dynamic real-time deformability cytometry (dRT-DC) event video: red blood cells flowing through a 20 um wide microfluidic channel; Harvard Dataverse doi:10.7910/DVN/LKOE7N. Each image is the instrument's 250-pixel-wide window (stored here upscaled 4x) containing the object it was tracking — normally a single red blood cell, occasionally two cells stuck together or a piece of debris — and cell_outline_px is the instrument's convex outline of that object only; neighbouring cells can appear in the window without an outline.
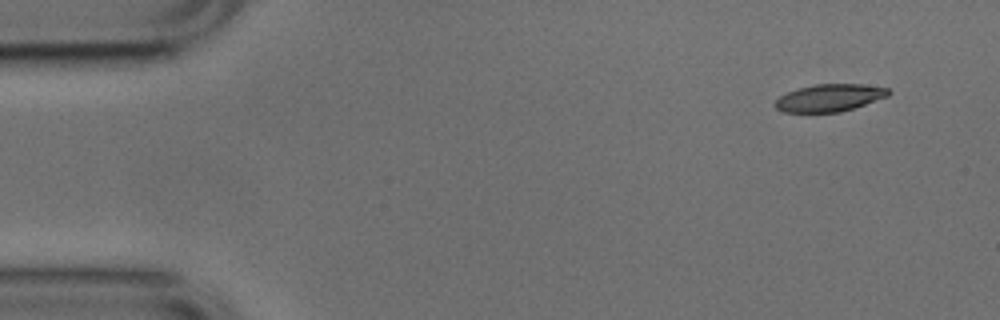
{"species": "common noctule bat (a hibernating species)", "species_latin": "Nyctalus noctula", "temperature_condition": "cold", "stored_images_in_passage": 4, "camera_frame_rate_fps": 3000, "um_per_image_px": 0.085, "animal": {"sex": "male", "body_mass_g": 17.9, "forearm_length_mm": 54.2}, "frame": {"image": 1, "passage_image": 1, "time_ms": 0.0, "image_size_px": [1000, 320], "cell_outline_px": [[892, 92], [888, 96], [840, 112], [784, 112], [776, 108], [776, 100], [780, 96], [788, 92], [800, 88], [816, 84], [860, 84], [888, 88]], "centroid_in_image_um": [70.52, 8.31], "position_along_channel_um": 14.5, "area_um2": 17.74}}
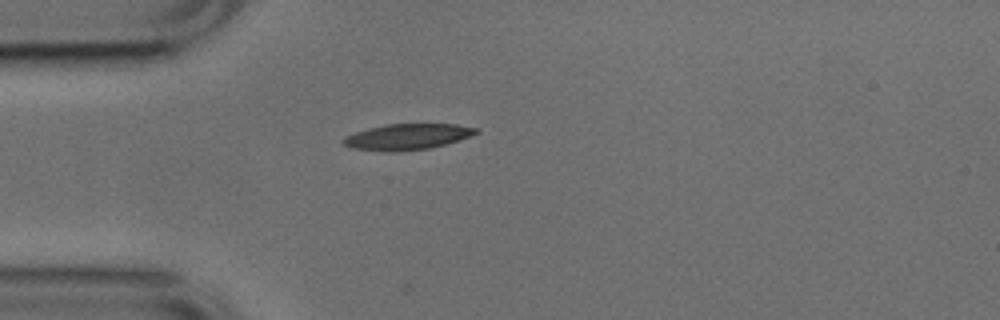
{"frame": {"image": 2, "passage_image": 4, "time_ms": 1.0, "image_size_px": [1000, 320], "cell_outline_px": [[480, 132], [444, 144], [428, 148], [396, 152], [388, 152], [352, 148], [344, 144], [344, 136], [356, 132], [388, 124], [456, 124], [480, 128]], "centroid_in_image_um": [34.64, 11.62], "position_along_channel_um": 50.4, "area_um2": 19.71}}